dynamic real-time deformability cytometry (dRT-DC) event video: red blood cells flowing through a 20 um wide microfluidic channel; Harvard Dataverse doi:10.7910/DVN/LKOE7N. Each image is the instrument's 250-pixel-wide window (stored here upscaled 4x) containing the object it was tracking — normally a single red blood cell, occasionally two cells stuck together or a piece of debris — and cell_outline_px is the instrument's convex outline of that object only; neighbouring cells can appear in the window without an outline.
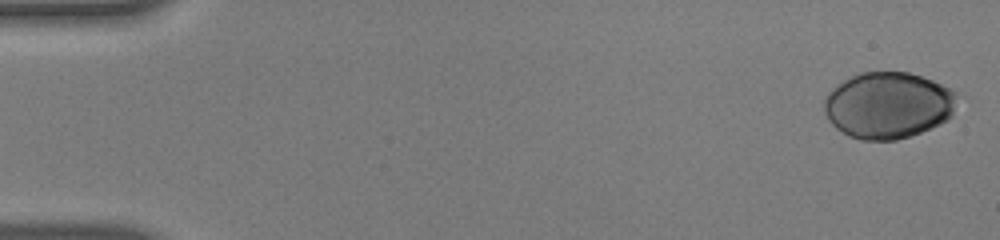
{"species": "human", "species_latin": "Homo sapiens", "temperature_condition": "warm", "stored_images_in_passage": 54, "camera_frame_rate_fps": 3000, "um_per_image_px": 0.085, "donor": {"sex": "male"}, "frame": {"image": 1, "passage_image": 1, "time_ms": 0.0, "image_size_px": [1000, 240], "cell_outline_px": [[964, 96], [952, 116], [948, 120], [940, 124], [920, 132], [896, 140], [860, 140], [848, 136], [836, 128], [828, 120], [824, 112], [824, 96], [836, 84], [860, 72], [908, 72], [932, 80]], "centroid_in_image_um": [75.53, 8.95], "position_along_channel_um": 9.5, "area_um2": 52.25}}
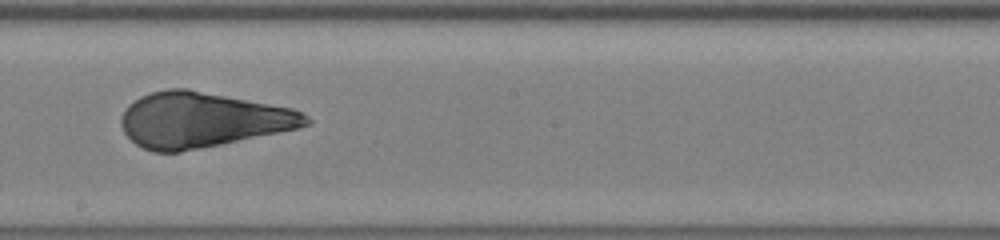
{"frame": {"image": 2, "passage_image": 31, "time_ms": 10.0, "image_size_px": [1000, 240], "cell_outline_px": [[312, 120], [308, 124], [300, 128], [180, 152], [152, 152], [136, 144], [124, 132], [120, 124], [120, 116], [124, 108], [128, 104], [140, 96], [152, 92], [168, 88], [188, 88], [292, 108], [308, 116]], "centroid_in_image_um": [17.15, 10.18], "position_along_channel_um": 231.0, "area_um2": 59.48}}
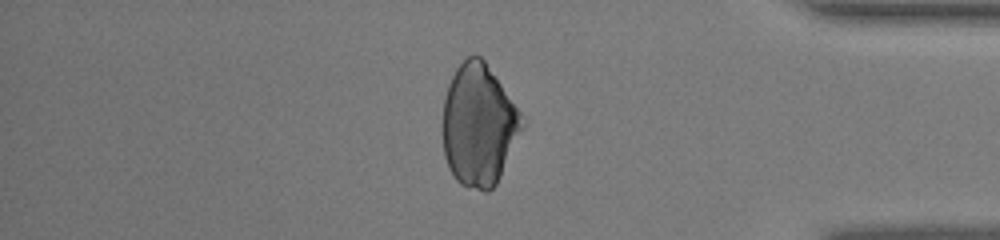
{"frame": {"image": 3, "passage_image": 46, "time_ms": 15.0, "image_size_px": [1000, 240], "cell_outline_px": [[524, 128], [496, 184], [488, 192], [484, 192], [468, 188], [460, 184], [456, 180], [448, 168], [444, 156], [440, 128], [440, 124], [444, 96], [448, 84], [456, 68], [468, 56], [480, 56], [484, 60], [524, 116]], "centroid_in_image_um": [40.66, 10.66], "position_along_channel_um": 394.5, "area_um2": 57.28}}